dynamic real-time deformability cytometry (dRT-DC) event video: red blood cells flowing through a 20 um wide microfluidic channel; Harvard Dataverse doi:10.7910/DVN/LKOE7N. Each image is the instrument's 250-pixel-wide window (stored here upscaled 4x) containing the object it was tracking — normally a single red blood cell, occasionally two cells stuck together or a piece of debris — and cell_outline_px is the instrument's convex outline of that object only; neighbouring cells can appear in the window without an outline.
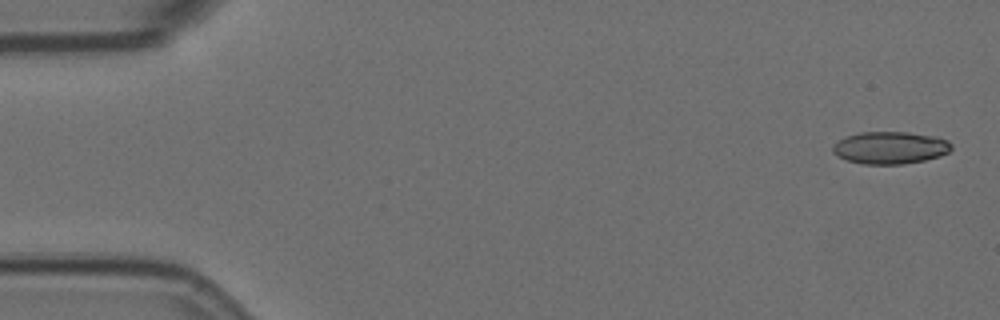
{"species": "Egyptian fruit bat (a non-hibernating species)", "species_latin": "Rousettus aegyptiacus", "temperature_condition": "room temperature", "stored_images_in_passage": 5, "camera_frame_rate_fps": 3000, "um_per_image_px": 0.085, "animal": {"sex": "female"}, "frame": {"image": 1, "passage_image": 1, "time_ms": 0.0, "image_size_px": [1000, 320], "cell_outline_px": [[952, 148], [948, 152], [940, 156], [924, 160], [904, 164], [864, 164], [848, 160], [836, 156], [832, 152], [832, 144], [844, 136], [860, 132], [908, 132], [936, 136], [948, 140], [952, 144]], "centroid_in_image_um": [75.65, 12.55], "position_along_channel_um": 9.4, "area_um2": 22.6}}